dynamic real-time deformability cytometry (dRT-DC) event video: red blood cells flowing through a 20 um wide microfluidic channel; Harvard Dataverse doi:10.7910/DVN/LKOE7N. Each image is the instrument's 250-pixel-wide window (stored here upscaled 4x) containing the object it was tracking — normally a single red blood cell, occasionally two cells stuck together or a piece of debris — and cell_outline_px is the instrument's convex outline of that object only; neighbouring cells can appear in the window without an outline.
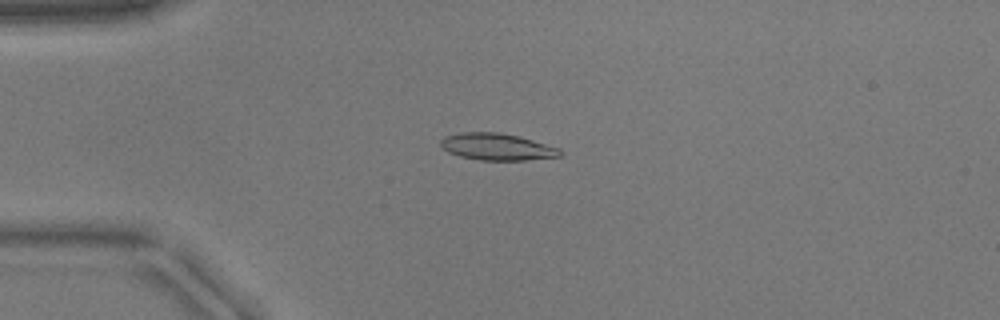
{"species": "common noctule bat (a hibernating species)", "species_latin": "Nyctalus noctula", "temperature_condition": "warm", "stored_images_in_passage": 50, "camera_frame_rate_fps": 3000, "um_per_image_px": 0.085, "animal": {"sex": "male", "body_mass_g": 17.9}, "frame": {"image": 1, "passage_image": 12, "time_ms": 3.667, "image_size_px": [1000, 320], "cell_outline_px": [[564, 152], [560, 156], [524, 160], [480, 160], [460, 156], [448, 152], [440, 144], [440, 140], [444, 136], [460, 132], [496, 132], [516, 136], [532, 140], [560, 148]], "centroid_in_image_um": [42.23, 12.48], "position_along_channel_um": 42.8, "area_um2": 18.55}}
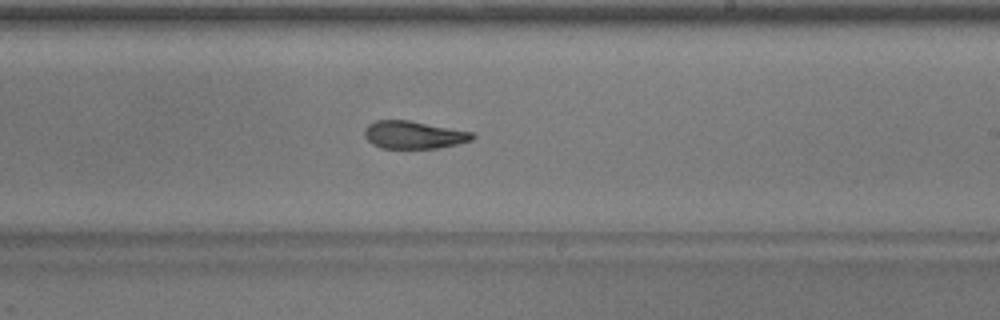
{"frame": {"image": 2, "passage_image": 30, "time_ms": 9.667, "image_size_px": [1000, 320], "cell_outline_px": [[476, 136], [472, 140], [456, 144], [436, 148], [380, 148], [372, 144], [364, 136], [364, 128], [368, 124], [376, 120], [408, 120], [472, 132]], "centroid_in_image_um": [35.12, 11.46], "position_along_channel_um": 253.9, "area_um2": 17.34}}
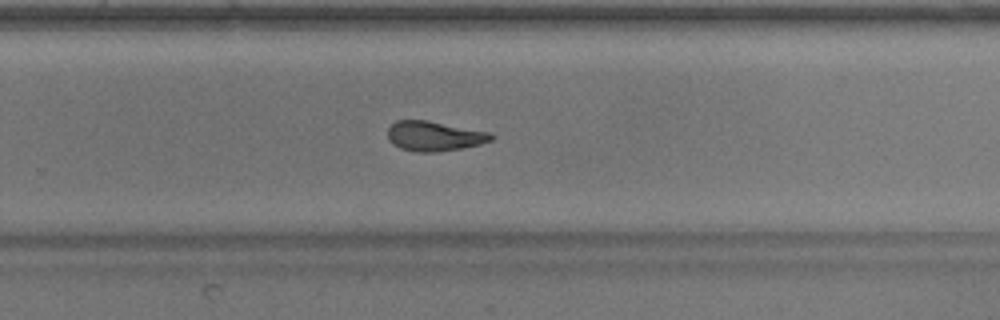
{"frame": {"image": 3, "passage_image": 33, "time_ms": 10.667, "image_size_px": [1000, 320], "cell_outline_px": [[496, 136], [492, 140], [480, 144], [460, 148], [436, 152], [416, 152], [400, 148], [392, 144], [388, 140], [388, 128], [396, 120], [428, 120], [492, 132]], "centroid_in_image_um": [36.93, 11.56], "position_along_channel_um": 292.9, "area_um2": 18.21}}